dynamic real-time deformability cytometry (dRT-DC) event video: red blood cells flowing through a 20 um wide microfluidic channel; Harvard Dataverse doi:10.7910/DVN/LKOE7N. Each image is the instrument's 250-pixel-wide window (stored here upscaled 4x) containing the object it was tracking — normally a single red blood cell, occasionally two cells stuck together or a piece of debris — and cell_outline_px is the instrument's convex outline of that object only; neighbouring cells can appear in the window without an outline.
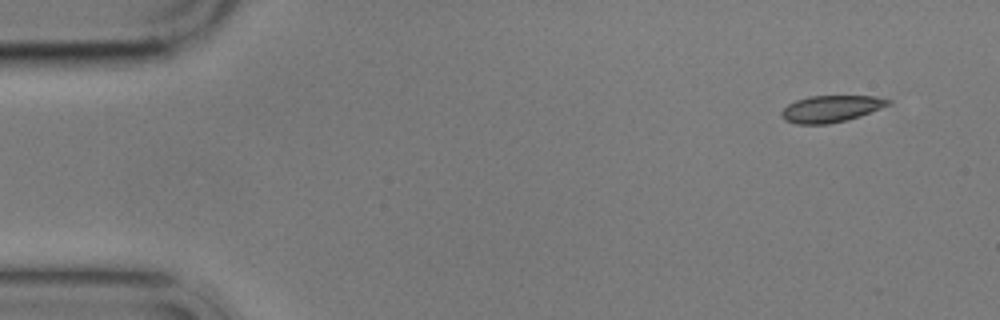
{"species": "common noctule bat (a hibernating species)", "species_latin": "Nyctalus noctula", "temperature_condition": "cold", "stored_images_in_passage": 4, "camera_frame_rate_fps": 3000, "um_per_image_px": 0.085, "animal": {"sex": "male", "body_mass_g": 17.9}, "frame": {"image": 1, "passage_image": 1, "time_ms": 0.0, "image_size_px": [1000, 320], "cell_outline_px": [[892, 104], [860, 116], [828, 124], [796, 124], [784, 120], [780, 112], [788, 104], [796, 100], [808, 96], [876, 96], [892, 100]], "centroid_in_image_um": [70.64, 9.24], "position_along_channel_um": 14.4, "area_um2": 16.65}}